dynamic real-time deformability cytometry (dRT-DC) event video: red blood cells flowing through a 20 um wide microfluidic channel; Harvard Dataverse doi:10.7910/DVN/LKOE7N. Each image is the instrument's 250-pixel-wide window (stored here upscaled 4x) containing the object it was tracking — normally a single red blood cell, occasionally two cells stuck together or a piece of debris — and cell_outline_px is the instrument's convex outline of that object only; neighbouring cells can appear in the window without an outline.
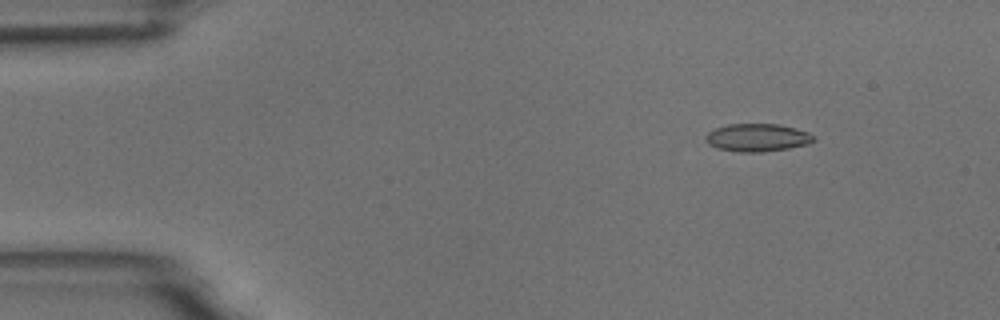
{"species": "common noctule bat (a hibernating species)", "species_latin": "Nyctalus noctula", "temperature_condition": "room temperature", "stored_images_in_passage": 6, "camera_frame_rate_fps": 3000, "um_per_image_px": 0.085, "animal": {"sex": "male", "body_mass_g": 18.8}, "frame": {"image": 1, "passage_image": 2, "time_ms": 1.0, "image_size_px": [1000, 320], "cell_outline_px": [[816, 140], [808, 144], [788, 148], [764, 152], [736, 152], [716, 148], [708, 144], [704, 140], [704, 136], [708, 132], [716, 128], [728, 124], [780, 124], [796, 128], [808, 132], [816, 136]], "centroid_in_image_um": [64.37, 11.7], "position_along_channel_um": 20.6, "area_um2": 17.8}}
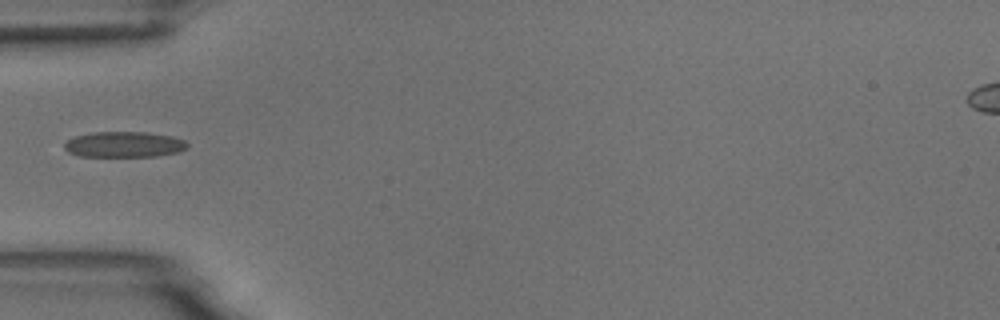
{"frame": {"image": 2, "passage_image": 5, "time_ms": 4.667, "image_size_px": [1000, 320], "cell_outline_px": [[188, 148], [180, 152], [156, 156], [80, 156], [68, 152], [64, 148], [64, 144], [68, 140], [76, 136], [92, 132], [148, 132], [172, 136], [184, 140], [188, 144]], "centroid_in_image_um": [10.58, 12.28], "position_along_channel_um": 74.4, "area_um2": 18.44}}